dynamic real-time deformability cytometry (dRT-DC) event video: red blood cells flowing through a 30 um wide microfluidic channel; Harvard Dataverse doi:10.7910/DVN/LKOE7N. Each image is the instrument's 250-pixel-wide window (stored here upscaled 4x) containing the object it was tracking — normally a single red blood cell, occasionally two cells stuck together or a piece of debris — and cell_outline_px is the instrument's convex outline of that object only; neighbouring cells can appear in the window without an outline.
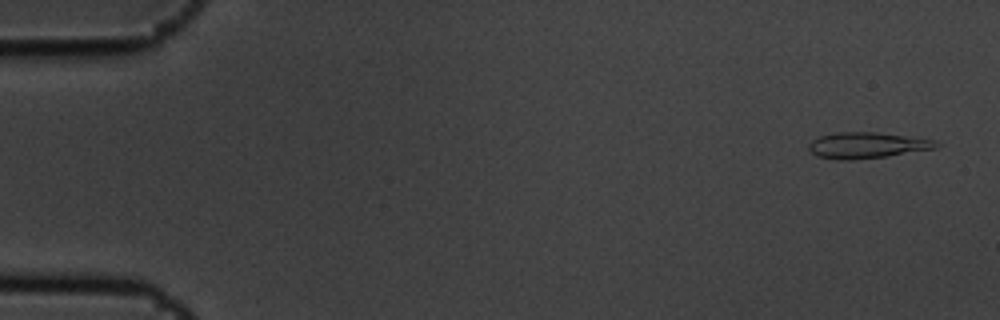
{"species": "common noctule bat (a hibernating species)", "species_latin": "Nyctalus noctula", "temperature_condition": "cold", "stored_images_in_passage": 5, "camera_frame_rate_fps": 3000, "um_per_image_px": 0.085, "animal": {"sex": "male", "body_mass_g": 19.5, "forearm_length_mm": 54.6}, "frame": {"image": 1, "passage_image": 1, "time_ms": 0.0, "image_size_px": [1000, 320], "cell_outline_px": [[944, 144], [936, 148], [888, 156], [852, 160], [836, 160], [816, 156], [808, 148], [808, 144], [812, 140], [820, 136], [836, 132], [876, 132], [920, 136], [936, 140]], "centroid_in_image_um": [73.78, 12.34], "position_along_channel_um": 11.2, "area_um2": 19.88}}